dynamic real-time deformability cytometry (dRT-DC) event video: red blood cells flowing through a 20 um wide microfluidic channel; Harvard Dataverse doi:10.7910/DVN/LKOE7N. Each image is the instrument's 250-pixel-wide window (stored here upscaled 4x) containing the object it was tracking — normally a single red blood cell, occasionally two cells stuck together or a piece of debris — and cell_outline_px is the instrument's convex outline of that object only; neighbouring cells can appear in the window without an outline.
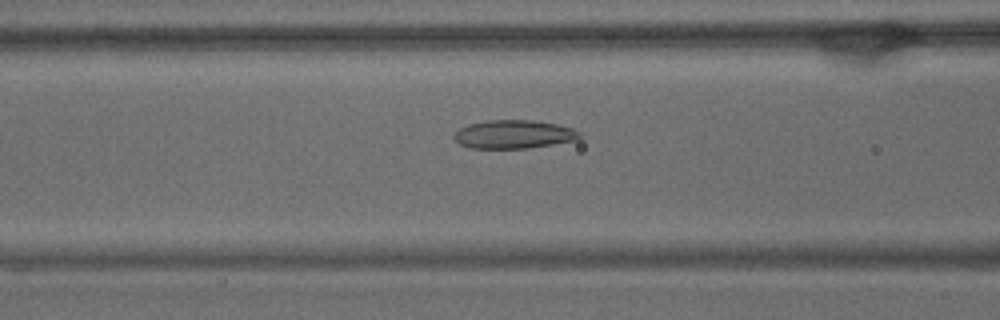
{"species": "common noctule bat (a hibernating species)", "species_latin": "Nyctalus noctula", "temperature_condition": "warm", "stored_images_in_passage": 54, "camera_frame_rate_fps": 3000, "um_per_image_px": 0.085, "animal": {"sex": "male", "body_mass_g": 15.6}, "frame": {"image": 1, "passage_image": 21, "time_ms": 6.667, "image_size_px": [1000, 320], "cell_outline_px": [[584, 136], [580, 140], [528, 148], [468, 148], [460, 144], [452, 136], [460, 128], [468, 124], [484, 120], [532, 120], [556, 124], [572, 128], [580, 132]], "centroid_in_image_um": [43.71, 11.42], "position_along_channel_um": 122.9, "area_um2": 21.04}}
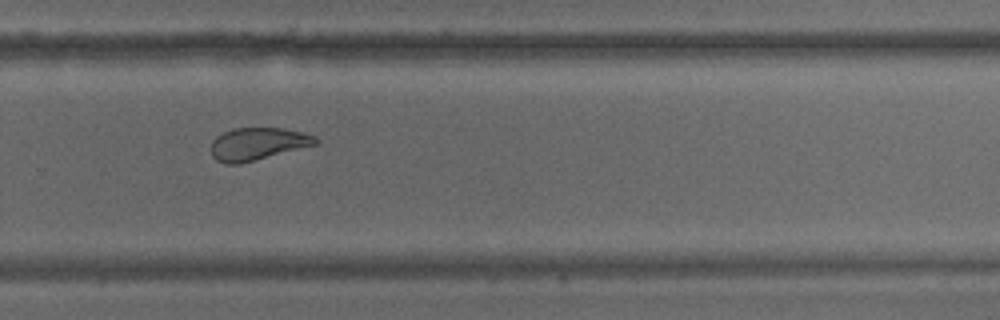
{"frame": {"image": 2, "passage_image": 36, "time_ms": 11.667, "image_size_px": [1000, 320], "cell_outline_px": [[320, 140], [316, 144], [240, 164], [224, 164], [216, 160], [212, 156], [212, 140], [216, 136], [232, 128], [284, 128], [304, 132], [316, 136]], "centroid_in_image_um": [21.9, 12.22], "position_along_channel_um": 307.9, "area_um2": 19.83}}
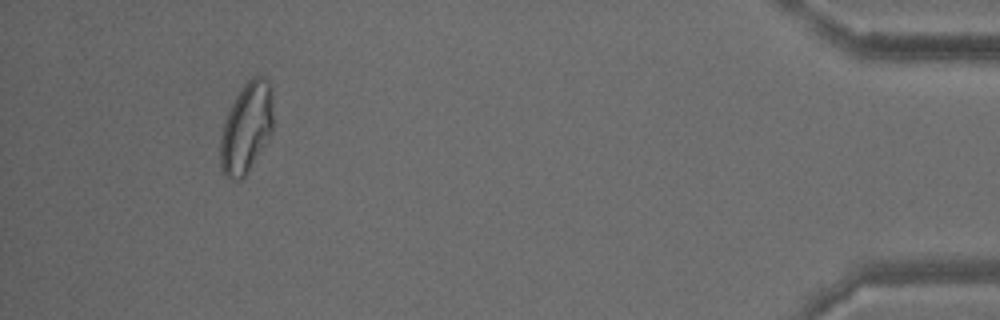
{"frame": {"image": 3, "passage_image": 50, "time_ms": 16.333, "image_size_px": [1000, 320], "cell_outline_px": [[272, 128], [244, 176], [240, 180], [232, 180], [224, 176], [220, 168], [220, 140], [224, 120], [236, 96], [244, 84], [252, 76], [264, 76], [268, 80], [272, 88]], "centroid_in_image_um": [20.91, 10.82], "position_along_channel_um": 414.3, "area_um2": 27.34}, "authors_computed_cell_mechanics": {"area_um2": 23.4957, "velocity_mm_per_s": 3.7031, "shape_relaxation_time_tau1_ms": null, "shape_relaxation_time_tau2_ms": 1.9705, "deformation_change_tau1": null, "deformation_change_tau2": 0.0895}}